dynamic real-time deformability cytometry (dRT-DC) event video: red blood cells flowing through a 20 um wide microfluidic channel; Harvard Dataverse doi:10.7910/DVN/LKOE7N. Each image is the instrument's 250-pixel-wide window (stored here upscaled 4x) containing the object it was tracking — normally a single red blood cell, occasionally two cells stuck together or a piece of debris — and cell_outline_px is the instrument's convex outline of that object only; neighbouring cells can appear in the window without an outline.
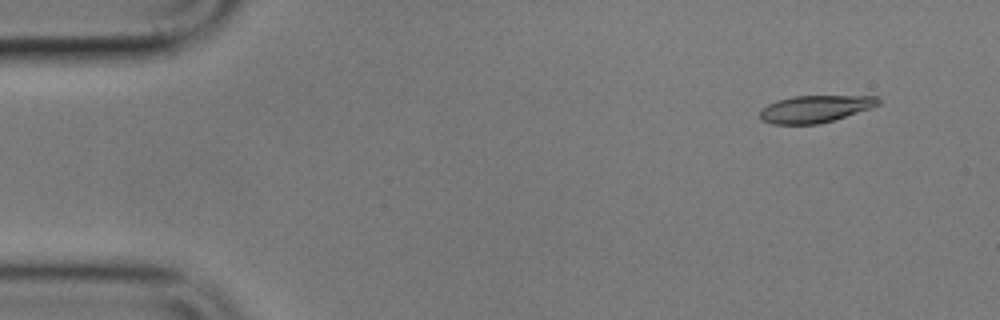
{"species": "common noctule bat (a hibernating species)", "species_latin": "Nyctalus noctula", "temperature_condition": "cold", "stored_images_in_passage": 5, "camera_frame_rate_fps": 3000, "um_per_image_px": 0.085, "animal": {"sex": "male", "body_mass_g": 17.9}, "frame": {"image": 1, "passage_image": 2, "time_ms": 1.333, "image_size_px": [1000, 320], "cell_outline_px": [[880, 104], [872, 108], [832, 120], [816, 124], [772, 124], [764, 120], [760, 116], [760, 108], [776, 100], [792, 96], [876, 96], [880, 100]], "centroid_in_image_um": [69.28, 9.24], "position_along_channel_um": 15.7, "area_um2": 18.61}}
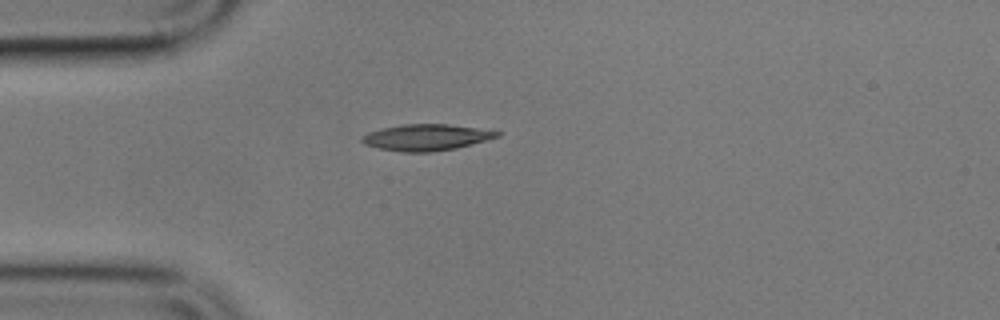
{"frame": {"image": 2, "passage_image": 5, "time_ms": 4.667, "image_size_px": [1000, 320], "cell_outline_px": [[500, 136], [472, 144], [456, 148], [432, 152], [400, 152], [380, 148], [364, 144], [360, 140], [360, 136], [368, 132], [380, 128], [400, 124], [448, 124], [500, 132]], "centroid_in_image_um": [36.16, 11.68], "position_along_channel_um": 48.8, "area_um2": 20.69}}